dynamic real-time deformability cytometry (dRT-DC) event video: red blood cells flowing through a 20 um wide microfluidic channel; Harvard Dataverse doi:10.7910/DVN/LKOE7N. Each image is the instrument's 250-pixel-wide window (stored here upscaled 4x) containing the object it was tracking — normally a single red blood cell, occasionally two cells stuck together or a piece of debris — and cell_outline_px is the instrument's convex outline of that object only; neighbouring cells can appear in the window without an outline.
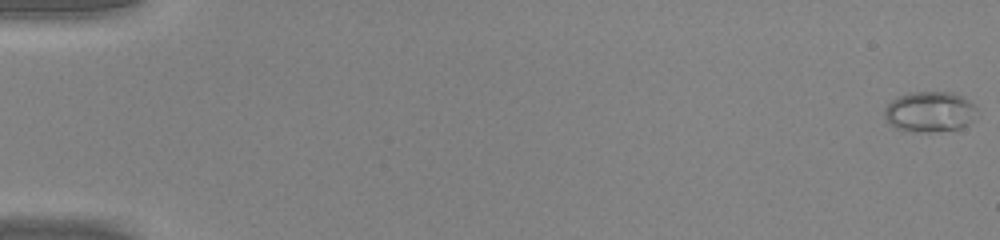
{"species": "common noctule bat (a hibernating species)", "species_latin": "Nyctalus noctula", "temperature_condition": "warm", "stored_images_in_passage": 9, "camera_frame_rate_fps": 3000, "um_per_image_px": 0.085, "animal": {"sex": "male", "body_mass_g": 20.0, "forearm_length_mm": 53.3}, "frame": {"image": 1, "passage_image": 1, "time_ms": 0.0, "image_size_px": [1000, 240], "cell_outline_px": [[976, 108], [972, 120], [968, 124], [960, 128], [932, 132], [912, 132], [896, 128], [888, 124], [884, 116], [884, 108], [892, 100], [900, 96], [916, 92], [956, 92], [968, 100]], "centroid_in_image_um": [79.0, 9.51], "position_along_channel_um": 6.0, "area_um2": 21.79}}